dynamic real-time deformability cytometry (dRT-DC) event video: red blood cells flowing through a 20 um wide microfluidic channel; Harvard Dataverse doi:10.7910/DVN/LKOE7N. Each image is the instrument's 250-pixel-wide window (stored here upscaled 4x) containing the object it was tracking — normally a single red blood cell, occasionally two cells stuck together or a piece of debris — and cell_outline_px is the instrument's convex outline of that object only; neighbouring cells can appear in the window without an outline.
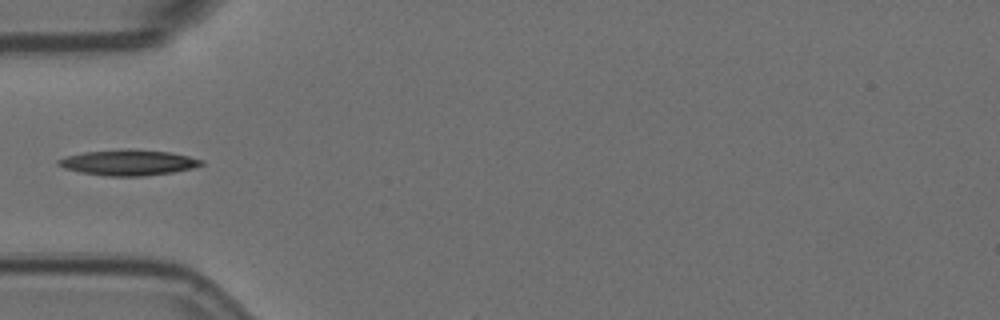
{"species": "Egyptian fruit bat (a non-hibernating species)", "species_latin": "Rousettus aegyptiacus", "temperature_condition": "room temperature", "stored_images_in_passage": 4, "segment_of_instrument_passage": [1, 2], "camera_frame_rate_fps": 3000, "um_per_image_px": 0.085, "animal": {"sex": "female"}, "frame": {"image": 1, "passage_image": 1, "time_ms": 0.0, "image_size_px": [1000, 320], "cell_outline_px": [[204, 164], [192, 168], [172, 172], [144, 176], [108, 176], [80, 172], [64, 168], [56, 164], [56, 160], [68, 156], [84, 152], [168, 152], [188, 156], [204, 160]], "centroid_in_image_um": [10.91, 13.87], "position_along_channel_um": 74.1, "area_um2": 20.11}}